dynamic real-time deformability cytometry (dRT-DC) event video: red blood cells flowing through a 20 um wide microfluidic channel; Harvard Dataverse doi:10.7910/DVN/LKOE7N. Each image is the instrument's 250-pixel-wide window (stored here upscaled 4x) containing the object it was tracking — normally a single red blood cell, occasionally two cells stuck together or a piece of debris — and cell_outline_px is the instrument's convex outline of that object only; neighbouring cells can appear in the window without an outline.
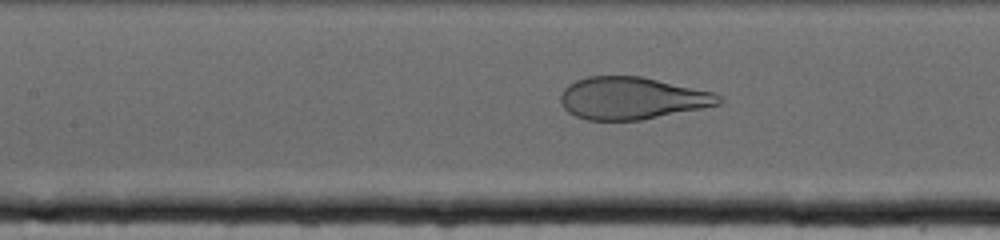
{"species": "human", "species_latin": "Homo sapiens", "temperature_condition": "cold", "stored_images_in_passage": 39, "camera_frame_rate_fps": 3000, "um_per_image_px": 0.085, "donor": {"sex": "female"}, "frame": {"image": 1, "passage_image": 13, "time_ms": 4.0, "image_size_px": [1000, 240], "cell_outline_px": [[724, 100], [720, 104], [640, 120], [588, 120], [576, 116], [568, 112], [564, 108], [560, 100], [560, 96], [564, 88], [568, 84], [576, 80], [588, 76], [640, 76], [712, 92], [724, 96]], "centroid_in_image_um": [53.69, 8.34], "position_along_channel_um": 153.7, "area_um2": 38.73}}
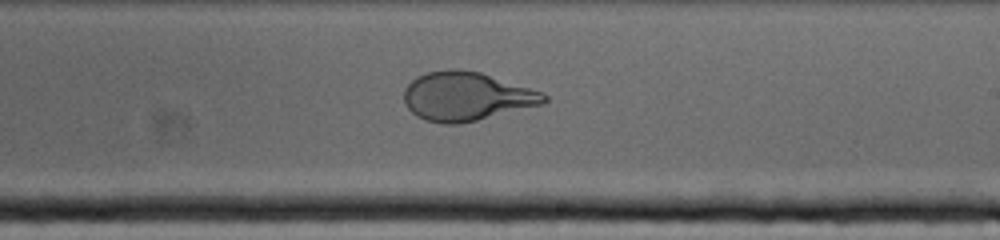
{"frame": {"image": 2, "passage_image": 23, "time_ms": 7.333, "image_size_px": [1000, 240], "cell_outline_px": [[548, 100], [540, 104], [460, 124], [444, 124], [424, 120], [416, 116], [404, 104], [404, 88], [416, 76], [428, 72], [448, 68], [452, 68], [480, 72], [540, 92], [548, 96]], "centroid_in_image_um": [39.56, 8.19], "position_along_channel_um": 249.4, "area_um2": 39.36}}
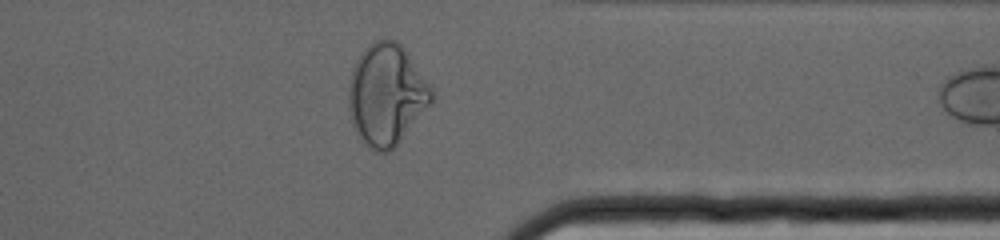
{"frame": {"image": 3, "passage_image": 37, "time_ms": 12.0, "image_size_px": [1000, 240], "cell_outline_px": [[436, 96], [432, 104], [396, 144], [388, 152], [372, 152], [364, 144], [356, 132], [352, 124], [348, 108], [348, 84], [352, 68], [356, 60], [364, 48], [368, 44], [384, 36], [396, 40], [404, 48], [432, 88]], "centroid_in_image_um": [32.84, 8.03], "position_along_channel_um": 378.6, "area_um2": 49.48}}